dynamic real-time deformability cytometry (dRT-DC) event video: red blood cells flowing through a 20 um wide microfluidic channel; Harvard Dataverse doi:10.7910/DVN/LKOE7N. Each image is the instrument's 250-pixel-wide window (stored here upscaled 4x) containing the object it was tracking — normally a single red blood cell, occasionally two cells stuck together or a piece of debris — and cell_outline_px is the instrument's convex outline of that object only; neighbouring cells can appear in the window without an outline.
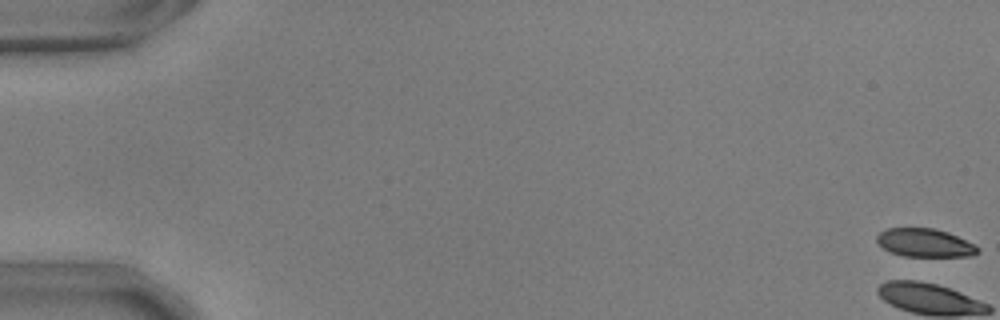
{"species": "common noctule bat (a hibernating species)", "species_latin": "Nyctalus noctula", "temperature_condition": "warm", "stored_images_in_passage": 56, "camera_frame_rate_fps": 3000, "um_per_image_px": 0.085, "animal": {"sex": "male", "body_mass_g": 17.9, "forearm_length_mm": 54.2}, "frame": {"image": 1, "passage_image": 1, "time_ms": 0.0, "image_size_px": [1000, 320], "cell_outline_px": [[980, 252], [972, 256], [904, 256], [892, 252], [884, 248], [876, 240], [876, 236], [880, 232], [888, 228], [936, 228], [948, 232], [976, 244], [980, 248]], "centroid_in_image_um": [78.67, 20.63], "position_along_channel_um": 6.3, "area_um2": 16.7}}